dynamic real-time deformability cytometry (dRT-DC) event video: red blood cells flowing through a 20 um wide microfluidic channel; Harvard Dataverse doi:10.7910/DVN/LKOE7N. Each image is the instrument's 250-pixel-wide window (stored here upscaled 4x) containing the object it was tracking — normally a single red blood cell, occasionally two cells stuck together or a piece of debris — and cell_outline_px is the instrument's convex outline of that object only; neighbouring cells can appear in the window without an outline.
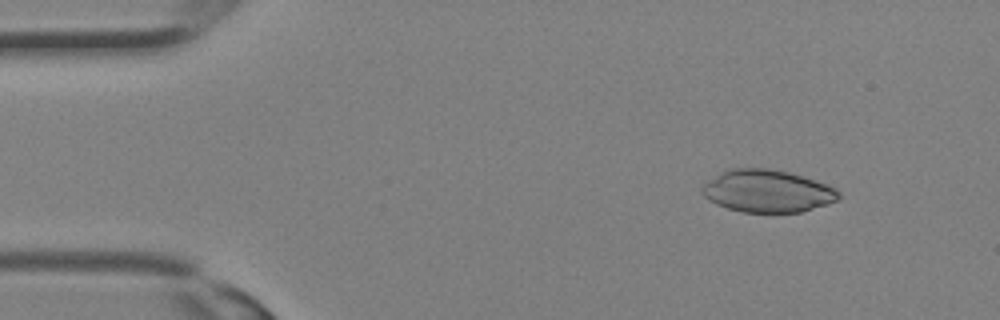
{"species": "Egyptian fruit bat (a non-hibernating species)", "species_latin": "Rousettus aegyptiacus", "temperature_condition": "room temperature", "stored_images_in_passage": 12, "camera_frame_rate_fps": 3000, "um_per_image_px": 0.085, "animal": {"sex": "female"}, "frame": {"image": 1, "passage_image": 4, "time_ms": 1.0, "image_size_px": [1000, 320], "cell_outline_px": [[840, 196], [836, 200], [828, 204], [800, 212], [740, 212], [716, 204], [708, 200], [704, 196], [700, 188], [708, 180], [720, 172], [728, 168], [768, 168], [788, 172], [816, 180], [828, 184], [836, 188], [840, 192]], "centroid_in_image_um": [65.21, 16.23], "position_along_channel_um": 19.8, "area_um2": 33.93}}
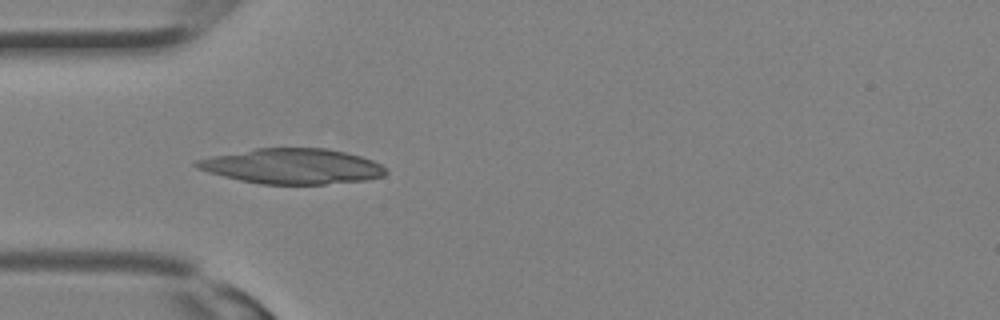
{"frame": {"image": 2, "passage_image": 10, "time_ms": 3.0, "image_size_px": [1000, 320], "cell_outline_px": [[388, 172], [384, 176], [368, 180], [324, 184], [260, 184], [240, 180], [208, 172], [196, 168], [192, 164], [196, 160], [212, 156], [256, 148], [324, 148], [344, 152], [360, 156], [372, 160], [380, 164]], "centroid_in_image_um": [24.84, 14.13], "position_along_channel_um": 60.2, "area_um2": 38.84}}
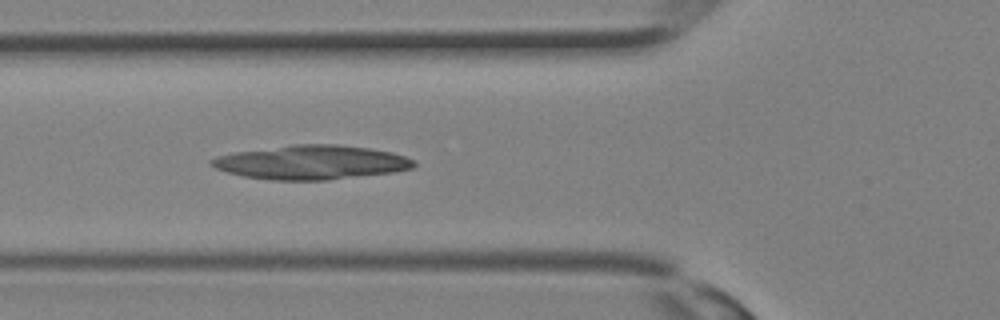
{"frame": {"image": 3, "passage_image": 12, "time_ms": 3.667, "image_size_px": [1000, 320], "cell_outline_px": [[416, 164], [412, 168], [396, 172], [328, 180], [272, 180], [244, 176], [228, 172], [216, 168], [208, 164], [208, 160], [216, 156], [232, 152], [292, 144], [336, 144], [368, 148], [392, 152], [416, 160]], "centroid_in_image_um": [26.45, 13.79], "position_along_channel_um": 99.3, "area_um2": 40.52}}